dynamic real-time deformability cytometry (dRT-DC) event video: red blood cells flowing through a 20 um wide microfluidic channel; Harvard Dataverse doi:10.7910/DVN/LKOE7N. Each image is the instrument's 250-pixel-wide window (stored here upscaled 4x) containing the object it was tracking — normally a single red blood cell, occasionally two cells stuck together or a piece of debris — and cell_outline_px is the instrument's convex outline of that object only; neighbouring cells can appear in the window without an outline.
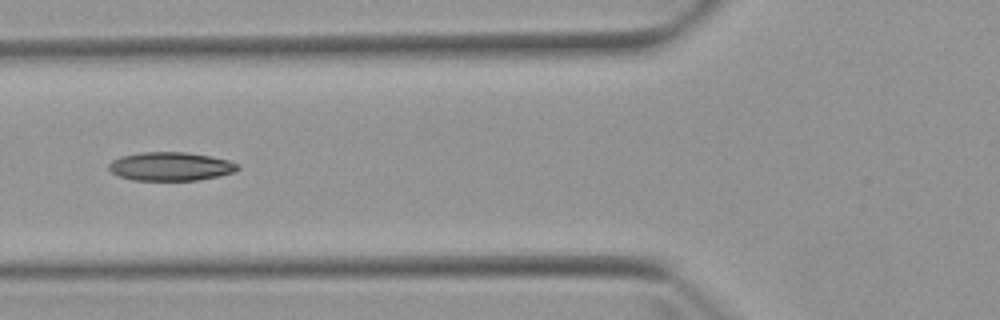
{"species": "Egyptian fruit bat (a non-hibernating species)", "species_latin": "Rousettus aegyptiacus", "temperature_condition": "warm", "stored_images_in_passage": 6, "camera_frame_rate_fps": 3000, "um_per_image_px": 0.085, "animal": {"sex": "female"}, "frame": {"image": 1, "passage_image": 6, "time_ms": 6.0, "image_size_px": [1000, 320], "cell_outline_px": [[240, 168], [236, 172], [220, 176], [196, 180], [132, 180], [120, 176], [112, 172], [108, 168], [108, 164], [112, 160], [120, 156], [140, 152], [188, 152], [212, 156], [228, 160], [236, 164]], "centroid_in_image_um": [14.51, 14.14], "position_along_channel_um": 111.3, "area_um2": 21.62}}